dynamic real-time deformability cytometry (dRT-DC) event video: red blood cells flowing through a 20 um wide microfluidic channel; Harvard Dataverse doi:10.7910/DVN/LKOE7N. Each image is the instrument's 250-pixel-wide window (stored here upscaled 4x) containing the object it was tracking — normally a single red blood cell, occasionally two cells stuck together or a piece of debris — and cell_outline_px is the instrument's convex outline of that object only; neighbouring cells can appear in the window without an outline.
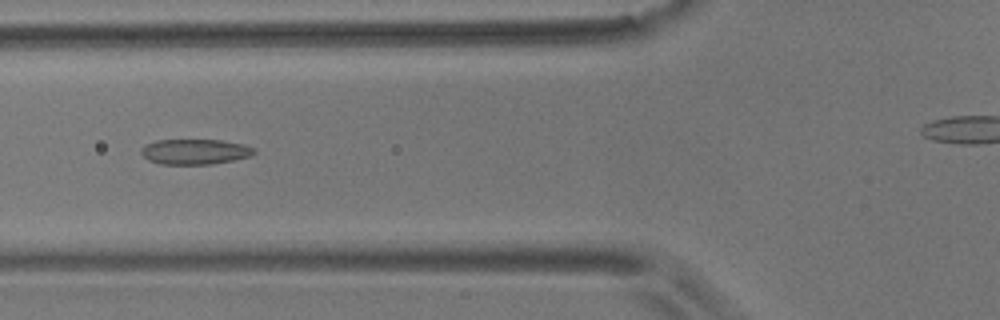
{"species": "common noctule bat (a hibernating species)", "species_latin": "Nyctalus noctula", "temperature_condition": "room temperature", "stored_images_in_passage": 8, "camera_frame_rate_fps": 3000, "um_per_image_px": 0.085, "animal": {"sex": "male", "body_mass_g": 17.9}, "frame": {"image": 1, "passage_image": 4, "time_ms": 1.0, "image_size_px": [1000, 320], "cell_outline_px": [[256, 152], [252, 156], [212, 164], [160, 164], [148, 160], [140, 152], [144, 144], [156, 140], [220, 140], [244, 144], [256, 148]], "centroid_in_image_um": [16.58, 12.89], "position_along_channel_um": 109.2, "area_um2": 16.76}}
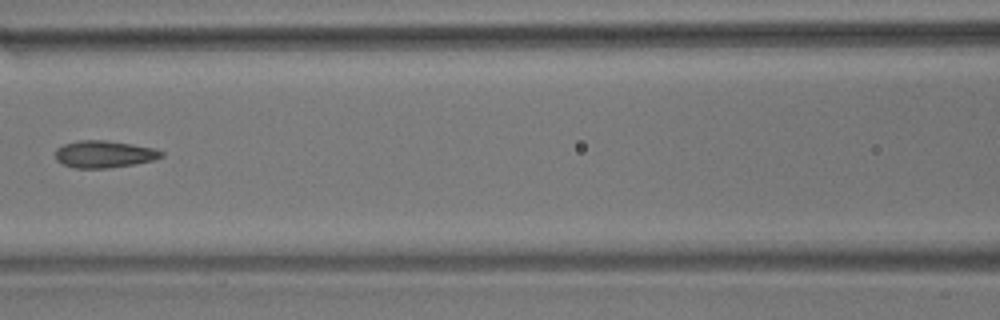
{"frame": {"image": 2, "passage_image": 5, "time_ms": 1.333, "image_size_px": [1000, 320], "cell_outline_px": [[164, 156], [152, 160], [132, 164], [108, 168], [76, 168], [64, 164], [56, 160], [56, 148], [64, 144], [80, 140], [104, 140], [132, 144], [152, 148], [164, 152]], "centroid_in_image_um": [8.84, 13.1], "position_along_channel_um": 157.8, "area_um2": 16.53}}
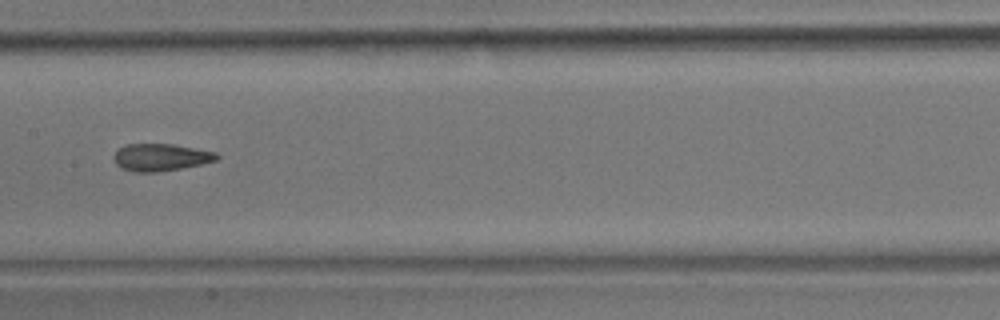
{"frame": {"image": 3, "passage_image": 6, "time_ms": 1.667, "image_size_px": [1000, 320], "cell_outline_px": [[220, 156], [216, 160], [200, 164], [180, 168], [156, 172], [132, 172], [120, 168], [116, 164], [112, 156], [120, 148], [128, 144], [172, 144], [216, 152]], "centroid_in_image_um": [13.63, 13.37], "position_along_channel_um": 193.8, "area_um2": 16.24}}